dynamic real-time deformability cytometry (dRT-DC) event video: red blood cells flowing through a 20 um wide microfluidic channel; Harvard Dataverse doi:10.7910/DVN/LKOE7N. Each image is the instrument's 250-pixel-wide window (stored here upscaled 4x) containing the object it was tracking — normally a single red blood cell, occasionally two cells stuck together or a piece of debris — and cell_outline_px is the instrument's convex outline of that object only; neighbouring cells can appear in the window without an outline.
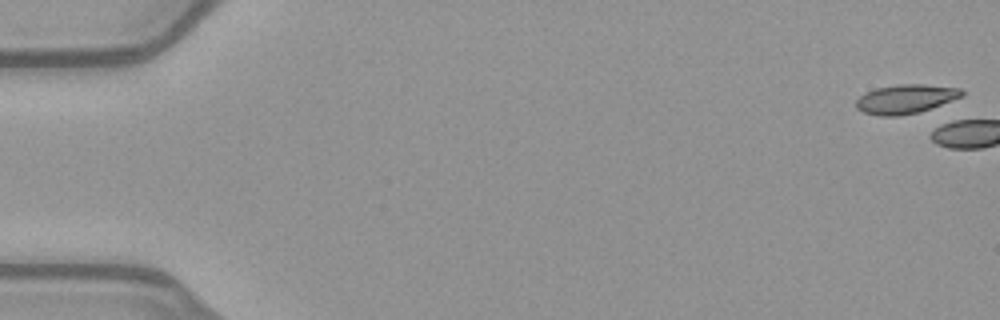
{"species": "common noctule bat (a hibernating species)", "species_latin": "Nyctalus noctula", "temperature_condition": "warm", "stored_images_in_passage": 3, "camera_frame_rate_fps": 3000, "um_per_image_px": 0.085, "animal": {"sex": "female", "body_mass_g": 21.9}, "frame": {"image": 1, "passage_image": 1, "time_ms": 0.0, "image_size_px": [1000, 320], "cell_outline_px": [[964, 96], [920, 112], [900, 116], [880, 116], [864, 112], [856, 108], [856, 100], [864, 92], [876, 88], [900, 84], [924, 84], [960, 88], [964, 92]], "centroid_in_image_um": [76.98, 8.41], "position_along_channel_um": 8.0, "area_um2": 18.03}}